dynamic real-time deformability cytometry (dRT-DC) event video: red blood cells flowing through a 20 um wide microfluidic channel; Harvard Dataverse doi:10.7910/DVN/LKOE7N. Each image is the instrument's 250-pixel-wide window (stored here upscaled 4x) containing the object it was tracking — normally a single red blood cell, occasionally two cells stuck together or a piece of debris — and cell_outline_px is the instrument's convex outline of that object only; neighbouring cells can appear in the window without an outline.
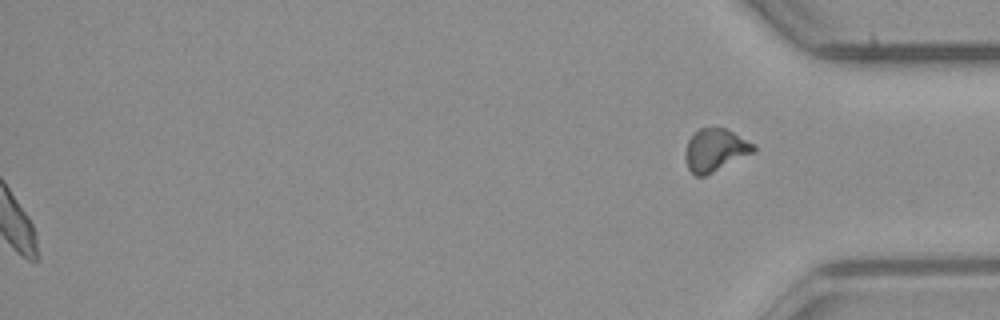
{"species": "common noctule bat (a hibernating species)", "species_latin": "Nyctalus noctula", "temperature_condition": "room temperature", "stored_images_in_passage": 51, "segment_of_instrument_passage": [2, 2], "camera_frame_rate_fps": 3000, "um_per_image_px": 0.085, "animal": {"sex": "male", "body_mass_g": 23.1, "forearm_length_mm": 52.7}, "frame": {"image": 1, "passage_image": 51, "time_ms": 16.667, "image_size_px": [1000, 320], "cell_outline_px": [[756, 152], [704, 176], [696, 176], [688, 168], [684, 156], [688, 140], [700, 128], [724, 128], [756, 144]], "centroid_in_image_um": [60.82, 12.76], "position_along_channel_um": 374.4, "area_um2": 16.88}}